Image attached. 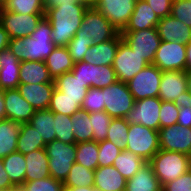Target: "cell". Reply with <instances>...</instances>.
<instances>
[{"label":"cell","instance_id":"obj_1","mask_svg":"<svg viewBox=\"0 0 191 191\" xmlns=\"http://www.w3.org/2000/svg\"><path fill=\"white\" fill-rule=\"evenodd\" d=\"M56 48L52 41V25L43 17L35 31L25 38L10 39L8 49L20 61H45Z\"/></svg>","mask_w":191,"mask_h":191},{"label":"cell","instance_id":"obj_53","mask_svg":"<svg viewBox=\"0 0 191 191\" xmlns=\"http://www.w3.org/2000/svg\"><path fill=\"white\" fill-rule=\"evenodd\" d=\"M173 103L177 107H191V89L189 88L187 91L177 96Z\"/></svg>","mask_w":191,"mask_h":191},{"label":"cell","instance_id":"obj_7","mask_svg":"<svg viewBox=\"0 0 191 191\" xmlns=\"http://www.w3.org/2000/svg\"><path fill=\"white\" fill-rule=\"evenodd\" d=\"M103 103L105 104L104 111L112 118H124L133 108L135 100L127 83L117 80L103 88Z\"/></svg>","mask_w":191,"mask_h":191},{"label":"cell","instance_id":"obj_46","mask_svg":"<svg viewBox=\"0 0 191 191\" xmlns=\"http://www.w3.org/2000/svg\"><path fill=\"white\" fill-rule=\"evenodd\" d=\"M22 186L25 191H63L64 188L62 182L55 180L51 176L41 180L25 182Z\"/></svg>","mask_w":191,"mask_h":191},{"label":"cell","instance_id":"obj_54","mask_svg":"<svg viewBox=\"0 0 191 191\" xmlns=\"http://www.w3.org/2000/svg\"><path fill=\"white\" fill-rule=\"evenodd\" d=\"M78 0H43L45 11L49 8L57 7L60 4H76Z\"/></svg>","mask_w":191,"mask_h":191},{"label":"cell","instance_id":"obj_42","mask_svg":"<svg viewBox=\"0 0 191 191\" xmlns=\"http://www.w3.org/2000/svg\"><path fill=\"white\" fill-rule=\"evenodd\" d=\"M56 139L66 144L75 143L71 116L54 113Z\"/></svg>","mask_w":191,"mask_h":191},{"label":"cell","instance_id":"obj_16","mask_svg":"<svg viewBox=\"0 0 191 191\" xmlns=\"http://www.w3.org/2000/svg\"><path fill=\"white\" fill-rule=\"evenodd\" d=\"M158 132L161 150L176 151L191 156V128L176 124L160 128Z\"/></svg>","mask_w":191,"mask_h":191},{"label":"cell","instance_id":"obj_13","mask_svg":"<svg viewBox=\"0 0 191 191\" xmlns=\"http://www.w3.org/2000/svg\"><path fill=\"white\" fill-rule=\"evenodd\" d=\"M161 99L159 97H148L135 101L133 108L126 114L124 119L129 124H141L148 128L159 131V111Z\"/></svg>","mask_w":191,"mask_h":191},{"label":"cell","instance_id":"obj_44","mask_svg":"<svg viewBox=\"0 0 191 191\" xmlns=\"http://www.w3.org/2000/svg\"><path fill=\"white\" fill-rule=\"evenodd\" d=\"M81 109L86 112L104 111L103 88H89L85 98L83 99Z\"/></svg>","mask_w":191,"mask_h":191},{"label":"cell","instance_id":"obj_11","mask_svg":"<svg viewBox=\"0 0 191 191\" xmlns=\"http://www.w3.org/2000/svg\"><path fill=\"white\" fill-rule=\"evenodd\" d=\"M45 14H18L0 8V23L10 39L29 37Z\"/></svg>","mask_w":191,"mask_h":191},{"label":"cell","instance_id":"obj_61","mask_svg":"<svg viewBox=\"0 0 191 191\" xmlns=\"http://www.w3.org/2000/svg\"><path fill=\"white\" fill-rule=\"evenodd\" d=\"M189 169L191 171V156L189 157Z\"/></svg>","mask_w":191,"mask_h":191},{"label":"cell","instance_id":"obj_3","mask_svg":"<svg viewBox=\"0 0 191 191\" xmlns=\"http://www.w3.org/2000/svg\"><path fill=\"white\" fill-rule=\"evenodd\" d=\"M189 157L176 151L159 150L149 161L162 187L188 172Z\"/></svg>","mask_w":191,"mask_h":191},{"label":"cell","instance_id":"obj_55","mask_svg":"<svg viewBox=\"0 0 191 191\" xmlns=\"http://www.w3.org/2000/svg\"><path fill=\"white\" fill-rule=\"evenodd\" d=\"M9 42V34L5 31L2 24L0 23V52L8 48Z\"/></svg>","mask_w":191,"mask_h":191},{"label":"cell","instance_id":"obj_4","mask_svg":"<svg viewBox=\"0 0 191 191\" xmlns=\"http://www.w3.org/2000/svg\"><path fill=\"white\" fill-rule=\"evenodd\" d=\"M45 150L49 161L50 176L64 183L73 163L76 161V143L66 144L55 139L46 144Z\"/></svg>","mask_w":191,"mask_h":191},{"label":"cell","instance_id":"obj_37","mask_svg":"<svg viewBox=\"0 0 191 191\" xmlns=\"http://www.w3.org/2000/svg\"><path fill=\"white\" fill-rule=\"evenodd\" d=\"M98 152V142L96 141L76 143L75 162L88 169L96 170L99 166Z\"/></svg>","mask_w":191,"mask_h":191},{"label":"cell","instance_id":"obj_63","mask_svg":"<svg viewBox=\"0 0 191 191\" xmlns=\"http://www.w3.org/2000/svg\"><path fill=\"white\" fill-rule=\"evenodd\" d=\"M189 78H190V89H191V73H189Z\"/></svg>","mask_w":191,"mask_h":191},{"label":"cell","instance_id":"obj_22","mask_svg":"<svg viewBox=\"0 0 191 191\" xmlns=\"http://www.w3.org/2000/svg\"><path fill=\"white\" fill-rule=\"evenodd\" d=\"M20 63L8 48L0 52V89L18 88Z\"/></svg>","mask_w":191,"mask_h":191},{"label":"cell","instance_id":"obj_25","mask_svg":"<svg viewBox=\"0 0 191 191\" xmlns=\"http://www.w3.org/2000/svg\"><path fill=\"white\" fill-rule=\"evenodd\" d=\"M163 187L149 162L127 180L125 191H162Z\"/></svg>","mask_w":191,"mask_h":191},{"label":"cell","instance_id":"obj_47","mask_svg":"<svg viewBox=\"0 0 191 191\" xmlns=\"http://www.w3.org/2000/svg\"><path fill=\"white\" fill-rule=\"evenodd\" d=\"M178 112L179 107L173 102L161 100V108L159 111L160 128L176 125Z\"/></svg>","mask_w":191,"mask_h":191},{"label":"cell","instance_id":"obj_10","mask_svg":"<svg viewBox=\"0 0 191 191\" xmlns=\"http://www.w3.org/2000/svg\"><path fill=\"white\" fill-rule=\"evenodd\" d=\"M162 71L154 64H148L127 82L135 101L148 97H158Z\"/></svg>","mask_w":191,"mask_h":191},{"label":"cell","instance_id":"obj_15","mask_svg":"<svg viewBox=\"0 0 191 191\" xmlns=\"http://www.w3.org/2000/svg\"><path fill=\"white\" fill-rule=\"evenodd\" d=\"M137 0H98L94 8L120 33L129 22Z\"/></svg>","mask_w":191,"mask_h":191},{"label":"cell","instance_id":"obj_8","mask_svg":"<svg viewBox=\"0 0 191 191\" xmlns=\"http://www.w3.org/2000/svg\"><path fill=\"white\" fill-rule=\"evenodd\" d=\"M122 39L148 64H153V60L158 50L161 39L157 28H149L139 31H122Z\"/></svg>","mask_w":191,"mask_h":191},{"label":"cell","instance_id":"obj_18","mask_svg":"<svg viewBox=\"0 0 191 191\" xmlns=\"http://www.w3.org/2000/svg\"><path fill=\"white\" fill-rule=\"evenodd\" d=\"M6 119L19 123H28L35 109L21 96L17 88L4 90Z\"/></svg>","mask_w":191,"mask_h":191},{"label":"cell","instance_id":"obj_59","mask_svg":"<svg viewBox=\"0 0 191 191\" xmlns=\"http://www.w3.org/2000/svg\"><path fill=\"white\" fill-rule=\"evenodd\" d=\"M80 3L85 4L88 8L94 7L98 0H78Z\"/></svg>","mask_w":191,"mask_h":191},{"label":"cell","instance_id":"obj_24","mask_svg":"<svg viewBox=\"0 0 191 191\" xmlns=\"http://www.w3.org/2000/svg\"><path fill=\"white\" fill-rule=\"evenodd\" d=\"M94 188L100 191H125L127 180L113 166H98L94 171Z\"/></svg>","mask_w":191,"mask_h":191},{"label":"cell","instance_id":"obj_58","mask_svg":"<svg viewBox=\"0 0 191 191\" xmlns=\"http://www.w3.org/2000/svg\"><path fill=\"white\" fill-rule=\"evenodd\" d=\"M63 191H97L94 187L84 186V187H64Z\"/></svg>","mask_w":191,"mask_h":191},{"label":"cell","instance_id":"obj_60","mask_svg":"<svg viewBox=\"0 0 191 191\" xmlns=\"http://www.w3.org/2000/svg\"><path fill=\"white\" fill-rule=\"evenodd\" d=\"M5 191H25V189L23 188V186H14V187L9 188Z\"/></svg>","mask_w":191,"mask_h":191},{"label":"cell","instance_id":"obj_21","mask_svg":"<svg viewBox=\"0 0 191 191\" xmlns=\"http://www.w3.org/2000/svg\"><path fill=\"white\" fill-rule=\"evenodd\" d=\"M156 28L162 41H175L184 45L191 41V27L171 15L161 18Z\"/></svg>","mask_w":191,"mask_h":191},{"label":"cell","instance_id":"obj_5","mask_svg":"<svg viewBox=\"0 0 191 191\" xmlns=\"http://www.w3.org/2000/svg\"><path fill=\"white\" fill-rule=\"evenodd\" d=\"M125 150L149 162L160 150L159 132L141 124H129Z\"/></svg>","mask_w":191,"mask_h":191},{"label":"cell","instance_id":"obj_48","mask_svg":"<svg viewBox=\"0 0 191 191\" xmlns=\"http://www.w3.org/2000/svg\"><path fill=\"white\" fill-rule=\"evenodd\" d=\"M170 15L191 27V0H172Z\"/></svg>","mask_w":191,"mask_h":191},{"label":"cell","instance_id":"obj_38","mask_svg":"<svg viewBox=\"0 0 191 191\" xmlns=\"http://www.w3.org/2000/svg\"><path fill=\"white\" fill-rule=\"evenodd\" d=\"M94 171L75 162L63 185L64 187H93L95 180Z\"/></svg>","mask_w":191,"mask_h":191},{"label":"cell","instance_id":"obj_12","mask_svg":"<svg viewBox=\"0 0 191 191\" xmlns=\"http://www.w3.org/2000/svg\"><path fill=\"white\" fill-rule=\"evenodd\" d=\"M147 65L148 63L136 52H133L124 40L119 43L112 65L118 81L129 82Z\"/></svg>","mask_w":191,"mask_h":191},{"label":"cell","instance_id":"obj_31","mask_svg":"<svg viewBox=\"0 0 191 191\" xmlns=\"http://www.w3.org/2000/svg\"><path fill=\"white\" fill-rule=\"evenodd\" d=\"M46 144L41 135L29 123H21L17 140V152L23 155L34 150L45 148Z\"/></svg>","mask_w":191,"mask_h":191},{"label":"cell","instance_id":"obj_23","mask_svg":"<svg viewBox=\"0 0 191 191\" xmlns=\"http://www.w3.org/2000/svg\"><path fill=\"white\" fill-rule=\"evenodd\" d=\"M159 20L153 9L144 0H137L135 9L123 31H139L156 28Z\"/></svg>","mask_w":191,"mask_h":191},{"label":"cell","instance_id":"obj_36","mask_svg":"<svg viewBox=\"0 0 191 191\" xmlns=\"http://www.w3.org/2000/svg\"><path fill=\"white\" fill-rule=\"evenodd\" d=\"M82 102L83 99H70L55 88L48 109L53 113L72 116L81 109Z\"/></svg>","mask_w":191,"mask_h":191},{"label":"cell","instance_id":"obj_29","mask_svg":"<svg viewBox=\"0 0 191 191\" xmlns=\"http://www.w3.org/2000/svg\"><path fill=\"white\" fill-rule=\"evenodd\" d=\"M21 123L10 119L0 120V158L17 151Z\"/></svg>","mask_w":191,"mask_h":191},{"label":"cell","instance_id":"obj_19","mask_svg":"<svg viewBox=\"0 0 191 191\" xmlns=\"http://www.w3.org/2000/svg\"><path fill=\"white\" fill-rule=\"evenodd\" d=\"M122 40V35L119 33L112 40L92 45L86 51L83 61L95 66H112Z\"/></svg>","mask_w":191,"mask_h":191},{"label":"cell","instance_id":"obj_17","mask_svg":"<svg viewBox=\"0 0 191 191\" xmlns=\"http://www.w3.org/2000/svg\"><path fill=\"white\" fill-rule=\"evenodd\" d=\"M190 88L189 73L186 71H162L158 97L173 102L177 96Z\"/></svg>","mask_w":191,"mask_h":191},{"label":"cell","instance_id":"obj_32","mask_svg":"<svg viewBox=\"0 0 191 191\" xmlns=\"http://www.w3.org/2000/svg\"><path fill=\"white\" fill-rule=\"evenodd\" d=\"M55 88L70 99H84L88 88L72 72H66L55 80Z\"/></svg>","mask_w":191,"mask_h":191},{"label":"cell","instance_id":"obj_43","mask_svg":"<svg viewBox=\"0 0 191 191\" xmlns=\"http://www.w3.org/2000/svg\"><path fill=\"white\" fill-rule=\"evenodd\" d=\"M98 163L100 167L113 165L115 158L122 151L121 148L108 140L98 142Z\"/></svg>","mask_w":191,"mask_h":191},{"label":"cell","instance_id":"obj_56","mask_svg":"<svg viewBox=\"0 0 191 191\" xmlns=\"http://www.w3.org/2000/svg\"><path fill=\"white\" fill-rule=\"evenodd\" d=\"M186 72L191 73V41L186 44Z\"/></svg>","mask_w":191,"mask_h":191},{"label":"cell","instance_id":"obj_33","mask_svg":"<svg viewBox=\"0 0 191 191\" xmlns=\"http://www.w3.org/2000/svg\"><path fill=\"white\" fill-rule=\"evenodd\" d=\"M4 169L14 186H22L25 183L26 160L22 153L13 152L2 158Z\"/></svg>","mask_w":191,"mask_h":191},{"label":"cell","instance_id":"obj_2","mask_svg":"<svg viewBox=\"0 0 191 191\" xmlns=\"http://www.w3.org/2000/svg\"><path fill=\"white\" fill-rule=\"evenodd\" d=\"M83 3L60 4L45 11L44 17L52 25V41L56 46L67 47L80 29L85 11Z\"/></svg>","mask_w":191,"mask_h":191},{"label":"cell","instance_id":"obj_39","mask_svg":"<svg viewBox=\"0 0 191 191\" xmlns=\"http://www.w3.org/2000/svg\"><path fill=\"white\" fill-rule=\"evenodd\" d=\"M2 7L18 14H45L43 0H6Z\"/></svg>","mask_w":191,"mask_h":191},{"label":"cell","instance_id":"obj_27","mask_svg":"<svg viewBox=\"0 0 191 191\" xmlns=\"http://www.w3.org/2000/svg\"><path fill=\"white\" fill-rule=\"evenodd\" d=\"M54 82L49 75L45 61H23L20 63V84H42Z\"/></svg>","mask_w":191,"mask_h":191},{"label":"cell","instance_id":"obj_28","mask_svg":"<svg viewBox=\"0 0 191 191\" xmlns=\"http://www.w3.org/2000/svg\"><path fill=\"white\" fill-rule=\"evenodd\" d=\"M49 75L55 80L66 72H71L75 62L70 56L67 47L56 46L52 53L45 60Z\"/></svg>","mask_w":191,"mask_h":191},{"label":"cell","instance_id":"obj_35","mask_svg":"<svg viewBox=\"0 0 191 191\" xmlns=\"http://www.w3.org/2000/svg\"><path fill=\"white\" fill-rule=\"evenodd\" d=\"M71 121L75 143L93 141V127L89 112L80 109L71 116Z\"/></svg>","mask_w":191,"mask_h":191},{"label":"cell","instance_id":"obj_6","mask_svg":"<svg viewBox=\"0 0 191 191\" xmlns=\"http://www.w3.org/2000/svg\"><path fill=\"white\" fill-rule=\"evenodd\" d=\"M120 32L94 7L85 11L80 29L74 37L93 40L95 45L114 39Z\"/></svg>","mask_w":191,"mask_h":191},{"label":"cell","instance_id":"obj_34","mask_svg":"<svg viewBox=\"0 0 191 191\" xmlns=\"http://www.w3.org/2000/svg\"><path fill=\"white\" fill-rule=\"evenodd\" d=\"M146 163L141 157L123 149L115 158L113 166L126 179L132 178Z\"/></svg>","mask_w":191,"mask_h":191},{"label":"cell","instance_id":"obj_20","mask_svg":"<svg viewBox=\"0 0 191 191\" xmlns=\"http://www.w3.org/2000/svg\"><path fill=\"white\" fill-rule=\"evenodd\" d=\"M17 89L35 110H43L49 107L55 82L19 84Z\"/></svg>","mask_w":191,"mask_h":191},{"label":"cell","instance_id":"obj_50","mask_svg":"<svg viewBox=\"0 0 191 191\" xmlns=\"http://www.w3.org/2000/svg\"><path fill=\"white\" fill-rule=\"evenodd\" d=\"M161 19L169 16L171 13L172 0H144Z\"/></svg>","mask_w":191,"mask_h":191},{"label":"cell","instance_id":"obj_52","mask_svg":"<svg viewBox=\"0 0 191 191\" xmlns=\"http://www.w3.org/2000/svg\"><path fill=\"white\" fill-rule=\"evenodd\" d=\"M12 187H14V185L11 183L8 174L4 169L2 158H0V191H5Z\"/></svg>","mask_w":191,"mask_h":191},{"label":"cell","instance_id":"obj_30","mask_svg":"<svg viewBox=\"0 0 191 191\" xmlns=\"http://www.w3.org/2000/svg\"><path fill=\"white\" fill-rule=\"evenodd\" d=\"M28 123L42 136L45 144L56 139L54 113L49 109L36 110Z\"/></svg>","mask_w":191,"mask_h":191},{"label":"cell","instance_id":"obj_14","mask_svg":"<svg viewBox=\"0 0 191 191\" xmlns=\"http://www.w3.org/2000/svg\"><path fill=\"white\" fill-rule=\"evenodd\" d=\"M153 64L161 71H186V45L161 41Z\"/></svg>","mask_w":191,"mask_h":191},{"label":"cell","instance_id":"obj_26","mask_svg":"<svg viewBox=\"0 0 191 191\" xmlns=\"http://www.w3.org/2000/svg\"><path fill=\"white\" fill-rule=\"evenodd\" d=\"M26 160L25 182L41 180L50 176L48 156L45 148L24 155Z\"/></svg>","mask_w":191,"mask_h":191},{"label":"cell","instance_id":"obj_40","mask_svg":"<svg viewBox=\"0 0 191 191\" xmlns=\"http://www.w3.org/2000/svg\"><path fill=\"white\" fill-rule=\"evenodd\" d=\"M128 130L129 123L124 118H112L106 140L123 150L127 145Z\"/></svg>","mask_w":191,"mask_h":191},{"label":"cell","instance_id":"obj_57","mask_svg":"<svg viewBox=\"0 0 191 191\" xmlns=\"http://www.w3.org/2000/svg\"><path fill=\"white\" fill-rule=\"evenodd\" d=\"M6 119L4 90L0 89V120Z\"/></svg>","mask_w":191,"mask_h":191},{"label":"cell","instance_id":"obj_49","mask_svg":"<svg viewBox=\"0 0 191 191\" xmlns=\"http://www.w3.org/2000/svg\"><path fill=\"white\" fill-rule=\"evenodd\" d=\"M162 191H191V171L189 170L174 181L166 183Z\"/></svg>","mask_w":191,"mask_h":191},{"label":"cell","instance_id":"obj_9","mask_svg":"<svg viewBox=\"0 0 191 191\" xmlns=\"http://www.w3.org/2000/svg\"><path fill=\"white\" fill-rule=\"evenodd\" d=\"M71 72L84 86L89 88H105L117 81L113 66H95L84 61L74 64Z\"/></svg>","mask_w":191,"mask_h":191},{"label":"cell","instance_id":"obj_62","mask_svg":"<svg viewBox=\"0 0 191 191\" xmlns=\"http://www.w3.org/2000/svg\"><path fill=\"white\" fill-rule=\"evenodd\" d=\"M6 0H0V8L2 7V4L5 2Z\"/></svg>","mask_w":191,"mask_h":191},{"label":"cell","instance_id":"obj_45","mask_svg":"<svg viewBox=\"0 0 191 191\" xmlns=\"http://www.w3.org/2000/svg\"><path fill=\"white\" fill-rule=\"evenodd\" d=\"M94 45L93 40L85 37H73L67 48L73 61H83L86 51Z\"/></svg>","mask_w":191,"mask_h":191},{"label":"cell","instance_id":"obj_51","mask_svg":"<svg viewBox=\"0 0 191 191\" xmlns=\"http://www.w3.org/2000/svg\"><path fill=\"white\" fill-rule=\"evenodd\" d=\"M177 124L191 128V107H179Z\"/></svg>","mask_w":191,"mask_h":191},{"label":"cell","instance_id":"obj_41","mask_svg":"<svg viewBox=\"0 0 191 191\" xmlns=\"http://www.w3.org/2000/svg\"><path fill=\"white\" fill-rule=\"evenodd\" d=\"M111 120L112 117L105 111L90 113V122L93 127V141L100 142L106 140Z\"/></svg>","mask_w":191,"mask_h":191}]
</instances>
